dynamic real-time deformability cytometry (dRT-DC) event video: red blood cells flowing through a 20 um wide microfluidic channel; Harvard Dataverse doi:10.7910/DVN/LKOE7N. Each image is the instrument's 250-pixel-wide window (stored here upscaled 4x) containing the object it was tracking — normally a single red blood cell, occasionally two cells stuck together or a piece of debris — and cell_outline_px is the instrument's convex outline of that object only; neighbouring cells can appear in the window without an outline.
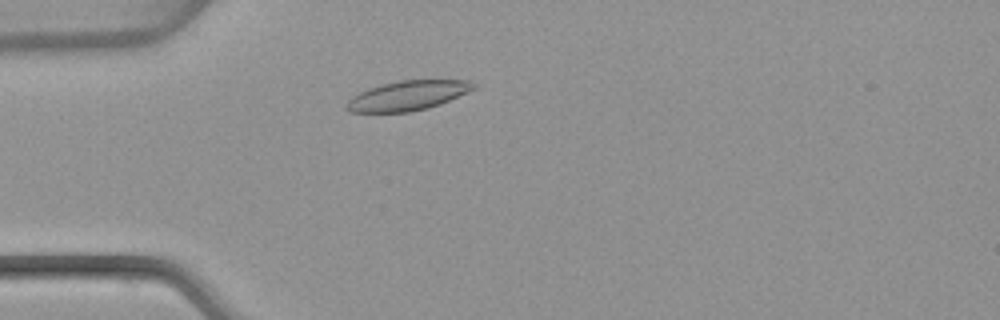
{"species": "common noctule bat (a hibernating species)", "species_latin": "Nyctalus noctula", "temperature_condition": "warm", "stored_images_in_passage": 46, "camera_frame_rate_fps": 3000, "um_per_image_px": 0.085, "animal": {"sex": "female", "body_mass_g": 22.7, "forearm_length_mm": 54.2}, "frame": {"image": 1, "passage_image": 9, "time_ms": 2.667, "image_size_px": [1000, 320], "cell_outline_px": [[476, 88], [468, 92], [440, 104], [428, 108], [408, 112], [352, 112], [344, 108], [348, 100], [352, 96], [368, 88], [400, 80], [468, 80], [476, 84]], "centroid_in_image_um": [34.66, 8.12], "position_along_channel_um": 50.3, "area_um2": 21.85}}
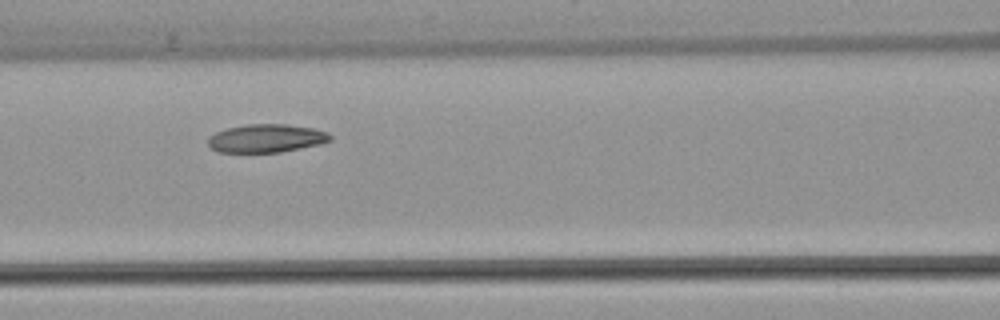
{"frame": {"image": 2, "passage_image": 17, "time_ms": 5.333, "image_size_px": [1000, 320], "cell_outline_px": [[332, 140], [320, 144], [280, 152], [220, 152], [212, 148], [208, 144], [208, 136], [216, 132], [228, 128], [244, 124], [288, 124], [312, 128], [328, 132], [332, 136]], "centroid_in_image_um": [22.65, 11.75], "position_along_channel_um": 144.0, "area_um2": 20.11}}
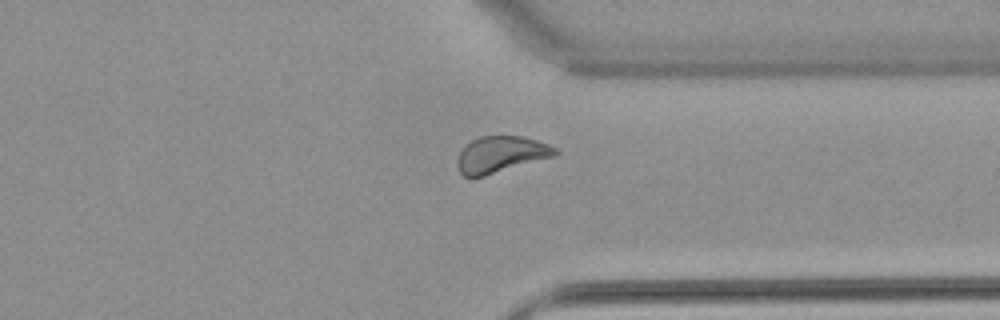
{"frame": {"image": 3, "passage_image": 34, "time_ms": 11.0, "image_size_px": [1000, 320], "cell_outline_px": [[560, 152], [556, 156], [484, 176], [464, 176], [460, 172], [456, 164], [456, 160], [464, 144], [480, 136], [524, 136], [548, 144], [556, 148]], "centroid_in_image_um": [42.58, 13.12], "position_along_channel_um": 368.8, "area_um2": 20.87}, "authors_computed_cell_mechanics": {"area_um2": 20.8947, "velocity_mm_per_s": 3.9895, "shape_relaxation_time_tau1_ms": 8.7639, "shape_relaxation_time_tau2_ms": null, "deformation_change_tau1": 0.1442, "deformation_change_tau2": null}}